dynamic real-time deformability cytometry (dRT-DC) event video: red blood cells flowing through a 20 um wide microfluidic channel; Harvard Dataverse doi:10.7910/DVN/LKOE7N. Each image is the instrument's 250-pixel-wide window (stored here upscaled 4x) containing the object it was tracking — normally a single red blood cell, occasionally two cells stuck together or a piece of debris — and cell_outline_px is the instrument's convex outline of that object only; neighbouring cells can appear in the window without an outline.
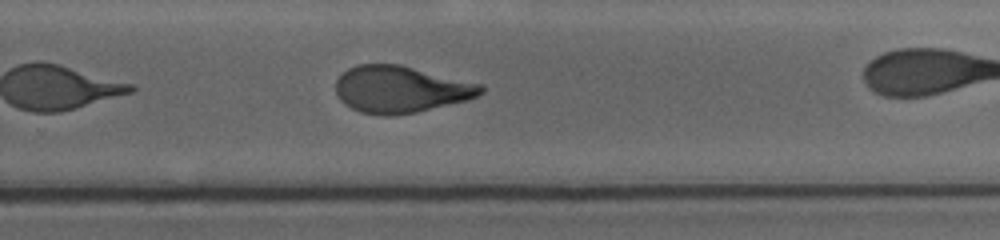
{"species": "human", "species_latin": "Homo sapiens", "temperature_condition": "cold", "stored_images_in_passage": 29, "camera_frame_rate_fps": 3000, "um_per_image_px": 0.085, "donor": {"sex": "female"}, "frame": {"image": 1, "passage_image": 21, "time_ms": 6.667, "image_size_px": [1000, 240], "cell_outline_px": [[484, 92], [468, 100], [416, 112], [388, 116], [360, 112], [344, 104], [336, 96], [336, 80], [348, 68], [356, 64], [400, 64], [484, 84]], "centroid_in_image_um": [34.06, 7.58], "position_along_channel_um": 295.7, "area_um2": 39.82}}